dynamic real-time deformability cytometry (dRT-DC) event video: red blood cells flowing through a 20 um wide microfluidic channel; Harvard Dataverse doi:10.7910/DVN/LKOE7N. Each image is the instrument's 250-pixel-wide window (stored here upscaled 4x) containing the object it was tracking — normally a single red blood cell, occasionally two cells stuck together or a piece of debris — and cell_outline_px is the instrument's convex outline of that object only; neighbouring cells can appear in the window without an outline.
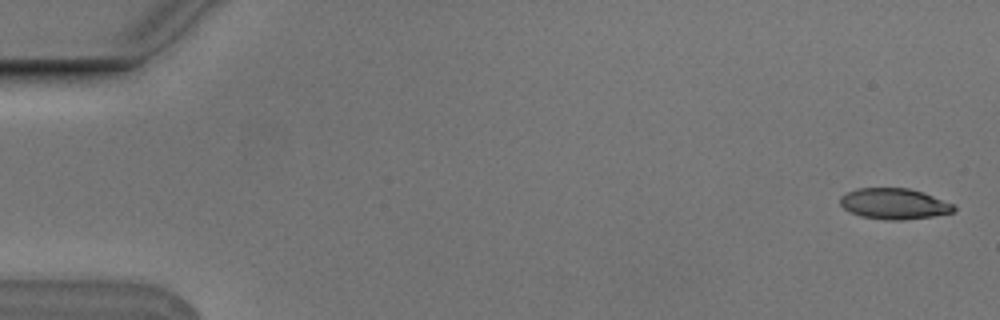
{"species": "Egyptian fruit bat (a non-hibernating species)", "species_latin": "Rousettus aegyptiacus", "temperature_condition": "cold", "stored_images_in_passage": 3, "camera_frame_rate_fps": 3000, "um_per_image_px": 0.085, "animal": {"sex": "male"}, "frame": {"image": 1, "passage_image": 1, "time_ms": 0.0, "image_size_px": [1000, 320], "cell_outline_px": [[956, 208], [952, 212], [932, 216], [900, 220], [888, 220], [860, 216], [844, 208], [840, 204], [840, 196], [856, 188], [908, 188], [924, 192], [952, 204]], "centroid_in_image_um": [75.98, 17.31], "position_along_channel_um": 9.0, "area_um2": 20.23}}